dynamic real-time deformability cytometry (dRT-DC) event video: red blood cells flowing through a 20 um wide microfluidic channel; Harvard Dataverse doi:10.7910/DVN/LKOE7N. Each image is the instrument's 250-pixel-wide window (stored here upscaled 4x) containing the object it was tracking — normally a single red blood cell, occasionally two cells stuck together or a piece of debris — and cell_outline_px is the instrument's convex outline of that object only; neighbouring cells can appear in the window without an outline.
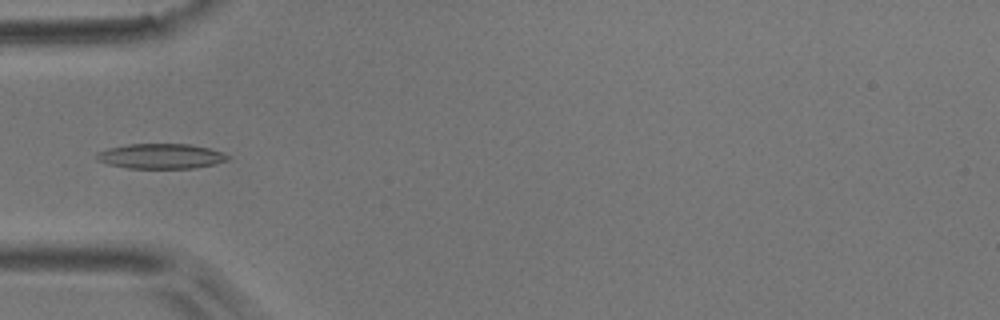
{"species": "common noctule bat (a hibernating species)", "species_latin": "Nyctalus noctula", "temperature_condition": "room temperature", "stored_images_in_passage": 8, "camera_frame_rate_fps": 3000, "um_per_image_px": 0.085, "animal": {"sex": "male", "body_mass_g": 17.9}, "frame": {"image": 1, "passage_image": 5, "time_ms": 4.667, "image_size_px": [1000, 320], "cell_outline_px": [[228, 160], [196, 168], [128, 168], [108, 164], [96, 160], [96, 152], [108, 148], [128, 144], [188, 144], [208, 148], [220, 152], [228, 156]], "centroid_in_image_um": [13.61, 13.27], "position_along_channel_um": 71.4, "area_um2": 18.96}}
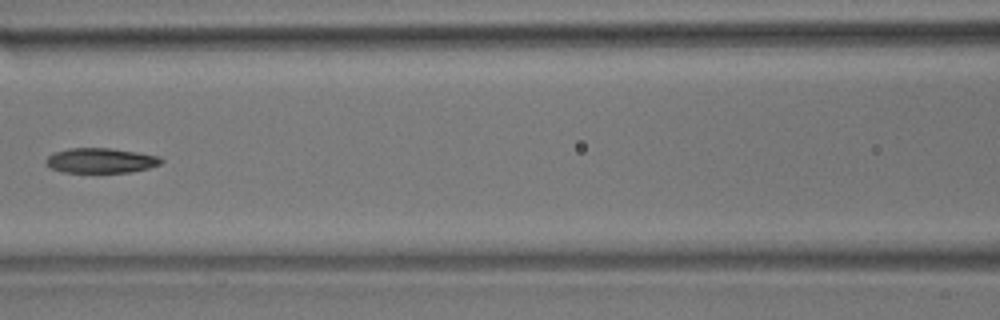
{"frame": {"image": 2, "passage_image": 7, "time_ms": 7.0, "image_size_px": [1000, 320], "cell_outline_px": [[164, 160], [160, 164], [148, 168], [132, 172], [64, 172], [52, 168], [44, 164], [44, 160], [52, 152], [68, 148], [112, 148], [160, 156]], "centroid_in_image_um": [8.54, 13.63], "position_along_channel_um": 158.1, "area_um2": 16.88}}
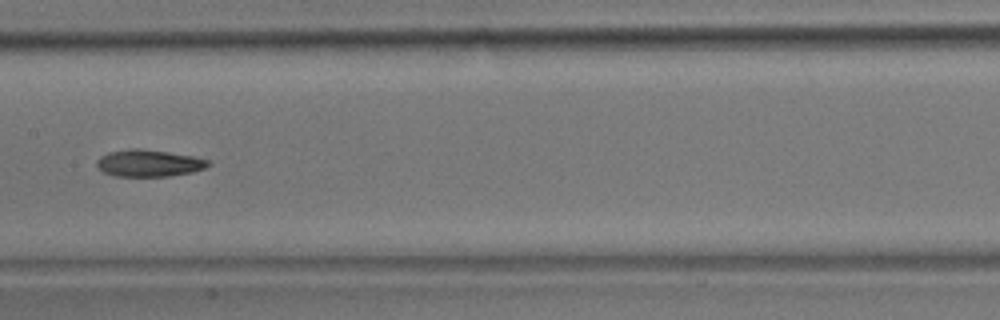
{"frame": {"image": 3, "passage_image": 8, "time_ms": 8.0, "image_size_px": [1000, 320], "cell_outline_px": [[212, 164], [204, 168], [192, 172], [168, 176], [112, 176], [104, 172], [96, 164], [96, 160], [100, 156], [108, 152], [128, 148], [136, 148], [168, 152], [192, 156], [208, 160]], "centroid_in_image_um": [12.62, 13.86], "position_along_channel_um": 194.8, "area_um2": 17.46}}